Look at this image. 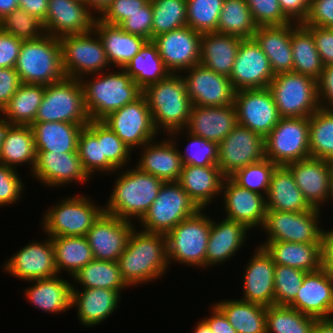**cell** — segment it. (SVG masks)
Returning <instances> with one entry per match:
<instances>
[{
    "label": "cell",
    "instance_id": "obj_49",
    "mask_svg": "<svg viewBox=\"0 0 333 333\" xmlns=\"http://www.w3.org/2000/svg\"><path fill=\"white\" fill-rule=\"evenodd\" d=\"M316 320L289 306L266 307V333H312Z\"/></svg>",
    "mask_w": 333,
    "mask_h": 333
},
{
    "label": "cell",
    "instance_id": "obj_61",
    "mask_svg": "<svg viewBox=\"0 0 333 333\" xmlns=\"http://www.w3.org/2000/svg\"><path fill=\"white\" fill-rule=\"evenodd\" d=\"M148 1L149 0H113L98 19L103 23L119 26L128 15L139 11Z\"/></svg>",
    "mask_w": 333,
    "mask_h": 333
},
{
    "label": "cell",
    "instance_id": "obj_53",
    "mask_svg": "<svg viewBox=\"0 0 333 333\" xmlns=\"http://www.w3.org/2000/svg\"><path fill=\"white\" fill-rule=\"evenodd\" d=\"M187 26L198 33L217 32L224 0H186Z\"/></svg>",
    "mask_w": 333,
    "mask_h": 333
},
{
    "label": "cell",
    "instance_id": "obj_14",
    "mask_svg": "<svg viewBox=\"0 0 333 333\" xmlns=\"http://www.w3.org/2000/svg\"><path fill=\"white\" fill-rule=\"evenodd\" d=\"M132 151L154 140L159 133L153 124L146 97L142 94L134 102L108 114L101 120Z\"/></svg>",
    "mask_w": 333,
    "mask_h": 333
},
{
    "label": "cell",
    "instance_id": "obj_31",
    "mask_svg": "<svg viewBox=\"0 0 333 333\" xmlns=\"http://www.w3.org/2000/svg\"><path fill=\"white\" fill-rule=\"evenodd\" d=\"M73 284L71 306L77 307L79 323L92 327L102 323L116 311L121 291L105 288L75 289Z\"/></svg>",
    "mask_w": 333,
    "mask_h": 333
},
{
    "label": "cell",
    "instance_id": "obj_70",
    "mask_svg": "<svg viewBox=\"0 0 333 333\" xmlns=\"http://www.w3.org/2000/svg\"><path fill=\"white\" fill-rule=\"evenodd\" d=\"M19 7L44 22L47 17L48 0H22Z\"/></svg>",
    "mask_w": 333,
    "mask_h": 333
},
{
    "label": "cell",
    "instance_id": "obj_77",
    "mask_svg": "<svg viewBox=\"0 0 333 333\" xmlns=\"http://www.w3.org/2000/svg\"><path fill=\"white\" fill-rule=\"evenodd\" d=\"M22 0H16V2L18 3V5L21 3Z\"/></svg>",
    "mask_w": 333,
    "mask_h": 333
},
{
    "label": "cell",
    "instance_id": "obj_39",
    "mask_svg": "<svg viewBox=\"0 0 333 333\" xmlns=\"http://www.w3.org/2000/svg\"><path fill=\"white\" fill-rule=\"evenodd\" d=\"M87 124L34 122L31 127L37 151L77 152L78 137Z\"/></svg>",
    "mask_w": 333,
    "mask_h": 333
},
{
    "label": "cell",
    "instance_id": "obj_24",
    "mask_svg": "<svg viewBox=\"0 0 333 333\" xmlns=\"http://www.w3.org/2000/svg\"><path fill=\"white\" fill-rule=\"evenodd\" d=\"M31 174L42 185L49 187L67 186L72 182L83 184L90 180L78 152L37 151L35 167Z\"/></svg>",
    "mask_w": 333,
    "mask_h": 333
},
{
    "label": "cell",
    "instance_id": "obj_33",
    "mask_svg": "<svg viewBox=\"0 0 333 333\" xmlns=\"http://www.w3.org/2000/svg\"><path fill=\"white\" fill-rule=\"evenodd\" d=\"M224 178L218 165H183L177 182L200 209H205L220 197Z\"/></svg>",
    "mask_w": 333,
    "mask_h": 333
},
{
    "label": "cell",
    "instance_id": "obj_73",
    "mask_svg": "<svg viewBox=\"0 0 333 333\" xmlns=\"http://www.w3.org/2000/svg\"><path fill=\"white\" fill-rule=\"evenodd\" d=\"M18 7L16 0H0V20Z\"/></svg>",
    "mask_w": 333,
    "mask_h": 333
},
{
    "label": "cell",
    "instance_id": "obj_55",
    "mask_svg": "<svg viewBox=\"0 0 333 333\" xmlns=\"http://www.w3.org/2000/svg\"><path fill=\"white\" fill-rule=\"evenodd\" d=\"M0 28L22 40H33L45 34L43 22L18 7L0 20Z\"/></svg>",
    "mask_w": 333,
    "mask_h": 333
},
{
    "label": "cell",
    "instance_id": "obj_6",
    "mask_svg": "<svg viewBox=\"0 0 333 333\" xmlns=\"http://www.w3.org/2000/svg\"><path fill=\"white\" fill-rule=\"evenodd\" d=\"M200 209L182 220L166 236L169 265L180 262L191 267H204L207 243L211 230V218Z\"/></svg>",
    "mask_w": 333,
    "mask_h": 333
},
{
    "label": "cell",
    "instance_id": "obj_19",
    "mask_svg": "<svg viewBox=\"0 0 333 333\" xmlns=\"http://www.w3.org/2000/svg\"><path fill=\"white\" fill-rule=\"evenodd\" d=\"M274 77L269 59L258 43L253 38L243 39L229 76L235 91L268 88Z\"/></svg>",
    "mask_w": 333,
    "mask_h": 333
},
{
    "label": "cell",
    "instance_id": "obj_16",
    "mask_svg": "<svg viewBox=\"0 0 333 333\" xmlns=\"http://www.w3.org/2000/svg\"><path fill=\"white\" fill-rule=\"evenodd\" d=\"M234 105L238 124L263 138L281 118L269 88L238 90L235 92Z\"/></svg>",
    "mask_w": 333,
    "mask_h": 333
},
{
    "label": "cell",
    "instance_id": "obj_44",
    "mask_svg": "<svg viewBox=\"0 0 333 333\" xmlns=\"http://www.w3.org/2000/svg\"><path fill=\"white\" fill-rule=\"evenodd\" d=\"M51 240L58 275L64 270L73 277L81 268L94 260L86 236H59L51 237Z\"/></svg>",
    "mask_w": 333,
    "mask_h": 333
},
{
    "label": "cell",
    "instance_id": "obj_23",
    "mask_svg": "<svg viewBox=\"0 0 333 333\" xmlns=\"http://www.w3.org/2000/svg\"><path fill=\"white\" fill-rule=\"evenodd\" d=\"M289 307L317 319H331L333 317V275L323 267L307 272L295 300Z\"/></svg>",
    "mask_w": 333,
    "mask_h": 333
},
{
    "label": "cell",
    "instance_id": "obj_2",
    "mask_svg": "<svg viewBox=\"0 0 333 333\" xmlns=\"http://www.w3.org/2000/svg\"><path fill=\"white\" fill-rule=\"evenodd\" d=\"M91 76L93 78L87 80ZM80 81L90 120H102L108 114L134 102L143 94V90L123 69L117 72L113 69L110 73L105 71L96 75H87Z\"/></svg>",
    "mask_w": 333,
    "mask_h": 333
},
{
    "label": "cell",
    "instance_id": "obj_18",
    "mask_svg": "<svg viewBox=\"0 0 333 333\" xmlns=\"http://www.w3.org/2000/svg\"><path fill=\"white\" fill-rule=\"evenodd\" d=\"M202 34L188 26L155 36L158 53L172 74H180L200 64Z\"/></svg>",
    "mask_w": 333,
    "mask_h": 333
},
{
    "label": "cell",
    "instance_id": "obj_5",
    "mask_svg": "<svg viewBox=\"0 0 333 333\" xmlns=\"http://www.w3.org/2000/svg\"><path fill=\"white\" fill-rule=\"evenodd\" d=\"M14 68L25 84L46 86L65 79L59 38L44 34L38 39L23 40Z\"/></svg>",
    "mask_w": 333,
    "mask_h": 333
},
{
    "label": "cell",
    "instance_id": "obj_68",
    "mask_svg": "<svg viewBox=\"0 0 333 333\" xmlns=\"http://www.w3.org/2000/svg\"><path fill=\"white\" fill-rule=\"evenodd\" d=\"M211 315L203 320L209 325L213 333H238L229 323L224 313L215 305H211Z\"/></svg>",
    "mask_w": 333,
    "mask_h": 333
},
{
    "label": "cell",
    "instance_id": "obj_17",
    "mask_svg": "<svg viewBox=\"0 0 333 333\" xmlns=\"http://www.w3.org/2000/svg\"><path fill=\"white\" fill-rule=\"evenodd\" d=\"M180 74L192 105L216 107L234 103L236 91L229 77L218 74L202 64L185 70L184 75Z\"/></svg>",
    "mask_w": 333,
    "mask_h": 333
},
{
    "label": "cell",
    "instance_id": "obj_22",
    "mask_svg": "<svg viewBox=\"0 0 333 333\" xmlns=\"http://www.w3.org/2000/svg\"><path fill=\"white\" fill-rule=\"evenodd\" d=\"M94 15L81 0H48L45 34L61 38L91 32L99 16Z\"/></svg>",
    "mask_w": 333,
    "mask_h": 333
},
{
    "label": "cell",
    "instance_id": "obj_26",
    "mask_svg": "<svg viewBox=\"0 0 333 333\" xmlns=\"http://www.w3.org/2000/svg\"><path fill=\"white\" fill-rule=\"evenodd\" d=\"M180 133H183L182 129L169 133L166 135L168 138L162 142L154 139L142 146L143 151L136 167L164 182L178 181L183 164L175 139Z\"/></svg>",
    "mask_w": 333,
    "mask_h": 333
},
{
    "label": "cell",
    "instance_id": "obj_59",
    "mask_svg": "<svg viewBox=\"0 0 333 333\" xmlns=\"http://www.w3.org/2000/svg\"><path fill=\"white\" fill-rule=\"evenodd\" d=\"M17 169L0 164V207L20 201L23 195V181Z\"/></svg>",
    "mask_w": 333,
    "mask_h": 333
},
{
    "label": "cell",
    "instance_id": "obj_25",
    "mask_svg": "<svg viewBox=\"0 0 333 333\" xmlns=\"http://www.w3.org/2000/svg\"><path fill=\"white\" fill-rule=\"evenodd\" d=\"M285 166L291 171L297 187L301 190L309 205L321 210V205L329 201L333 162L309 157L291 162Z\"/></svg>",
    "mask_w": 333,
    "mask_h": 333
},
{
    "label": "cell",
    "instance_id": "obj_7",
    "mask_svg": "<svg viewBox=\"0 0 333 333\" xmlns=\"http://www.w3.org/2000/svg\"><path fill=\"white\" fill-rule=\"evenodd\" d=\"M281 118L310 117L320 107L318 81L296 72L279 73L269 84Z\"/></svg>",
    "mask_w": 333,
    "mask_h": 333
},
{
    "label": "cell",
    "instance_id": "obj_32",
    "mask_svg": "<svg viewBox=\"0 0 333 333\" xmlns=\"http://www.w3.org/2000/svg\"><path fill=\"white\" fill-rule=\"evenodd\" d=\"M220 222V223H219ZM249 228L241 222L224 218L216 222L211 219L210 236L207 243L205 268L227 262L242 248Z\"/></svg>",
    "mask_w": 333,
    "mask_h": 333
},
{
    "label": "cell",
    "instance_id": "obj_8",
    "mask_svg": "<svg viewBox=\"0 0 333 333\" xmlns=\"http://www.w3.org/2000/svg\"><path fill=\"white\" fill-rule=\"evenodd\" d=\"M66 197L46 210L41 228L50 237L86 236L104 212V207L95 205L90 197L84 195Z\"/></svg>",
    "mask_w": 333,
    "mask_h": 333
},
{
    "label": "cell",
    "instance_id": "obj_27",
    "mask_svg": "<svg viewBox=\"0 0 333 333\" xmlns=\"http://www.w3.org/2000/svg\"><path fill=\"white\" fill-rule=\"evenodd\" d=\"M221 194L225 218L244 223L250 230L261 228L266 215V196L240 187L231 178H224Z\"/></svg>",
    "mask_w": 333,
    "mask_h": 333
},
{
    "label": "cell",
    "instance_id": "obj_62",
    "mask_svg": "<svg viewBox=\"0 0 333 333\" xmlns=\"http://www.w3.org/2000/svg\"><path fill=\"white\" fill-rule=\"evenodd\" d=\"M304 26L333 28V0H311Z\"/></svg>",
    "mask_w": 333,
    "mask_h": 333
},
{
    "label": "cell",
    "instance_id": "obj_41",
    "mask_svg": "<svg viewBox=\"0 0 333 333\" xmlns=\"http://www.w3.org/2000/svg\"><path fill=\"white\" fill-rule=\"evenodd\" d=\"M123 70L142 90L151 84L158 83L171 74L152 40L145 42Z\"/></svg>",
    "mask_w": 333,
    "mask_h": 333
},
{
    "label": "cell",
    "instance_id": "obj_29",
    "mask_svg": "<svg viewBox=\"0 0 333 333\" xmlns=\"http://www.w3.org/2000/svg\"><path fill=\"white\" fill-rule=\"evenodd\" d=\"M237 124L234 103L216 107L192 105L184 130L219 144Z\"/></svg>",
    "mask_w": 333,
    "mask_h": 333
},
{
    "label": "cell",
    "instance_id": "obj_21",
    "mask_svg": "<svg viewBox=\"0 0 333 333\" xmlns=\"http://www.w3.org/2000/svg\"><path fill=\"white\" fill-rule=\"evenodd\" d=\"M46 239L42 242L32 241L17 251L4 264V272L26 282L58 275L51 237Z\"/></svg>",
    "mask_w": 333,
    "mask_h": 333
},
{
    "label": "cell",
    "instance_id": "obj_64",
    "mask_svg": "<svg viewBox=\"0 0 333 333\" xmlns=\"http://www.w3.org/2000/svg\"><path fill=\"white\" fill-rule=\"evenodd\" d=\"M23 40L0 28V68H14Z\"/></svg>",
    "mask_w": 333,
    "mask_h": 333
},
{
    "label": "cell",
    "instance_id": "obj_75",
    "mask_svg": "<svg viewBox=\"0 0 333 333\" xmlns=\"http://www.w3.org/2000/svg\"><path fill=\"white\" fill-rule=\"evenodd\" d=\"M194 333H213L209 325L204 321L200 320L195 327Z\"/></svg>",
    "mask_w": 333,
    "mask_h": 333
},
{
    "label": "cell",
    "instance_id": "obj_28",
    "mask_svg": "<svg viewBox=\"0 0 333 333\" xmlns=\"http://www.w3.org/2000/svg\"><path fill=\"white\" fill-rule=\"evenodd\" d=\"M248 260L243 275V296L241 300L263 306L275 305L274 271L275 263L263 247H256Z\"/></svg>",
    "mask_w": 333,
    "mask_h": 333
},
{
    "label": "cell",
    "instance_id": "obj_3",
    "mask_svg": "<svg viewBox=\"0 0 333 333\" xmlns=\"http://www.w3.org/2000/svg\"><path fill=\"white\" fill-rule=\"evenodd\" d=\"M115 181L104 212L131 222L134 217L139 221L145 215L164 183L137 167L123 170Z\"/></svg>",
    "mask_w": 333,
    "mask_h": 333
},
{
    "label": "cell",
    "instance_id": "obj_56",
    "mask_svg": "<svg viewBox=\"0 0 333 333\" xmlns=\"http://www.w3.org/2000/svg\"><path fill=\"white\" fill-rule=\"evenodd\" d=\"M307 272L275 264L274 271V302L275 305L289 306L296 297Z\"/></svg>",
    "mask_w": 333,
    "mask_h": 333
},
{
    "label": "cell",
    "instance_id": "obj_74",
    "mask_svg": "<svg viewBox=\"0 0 333 333\" xmlns=\"http://www.w3.org/2000/svg\"><path fill=\"white\" fill-rule=\"evenodd\" d=\"M12 126L13 124L5 122L2 117L0 118V153L2 148V142L6 138V135Z\"/></svg>",
    "mask_w": 333,
    "mask_h": 333
},
{
    "label": "cell",
    "instance_id": "obj_65",
    "mask_svg": "<svg viewBox=\"0 0 333 333\" xmlns=\"http://www.w3.org/2000/svg\"><path fill=\"white\" fill-rule=\"evenodd\" d=\"M21 85L15 68H0V112Z\"/></svg>",
    "mask_w": 333,
    "mask_h": 333
},
{
    "label": "cell",
    "instance_id": "obj_67",
    "mask_svg": "<svg viewBox=\"0 0 333 333\" xmlns=\"http://www.w3.org/2000/svg\"><path fill=\"white\" fill-rule=\"evenodd\" d=\"M318 96L321 107L333 109V65L324 66L318 80Z\"/></svg>",
    "mask_w": 333,
    "mask_h": 333
},
{
    "label": "cell",
    "instance_id": "obj_57",
    "mask_svg": "<svg viewBox=\"0 0 333 333\" xmlns=\"http://www.w3.org/2000/svg\"><path fill=\"white\" fill-rule=\"evenodd\" d=\"M188 134V135H187ZM189 144L185 147L184 153L179 150L183 165L211 166L217 165L218 143L206 140L202 137L186 133Z\"/></svg>",
    "mask_w": 333,
    "mask_h": 333
},
{
    "label": "cell",
    "instance_id": "obj_38",
    "mask_svg": "<svg viewBox=\"0 0 333 333\" xmlns=\"http://www.w3.org/2000/svg\"><path fill=\"white\" fill-rule=\"evenodd\" d=\"M266 208L286 212H304L312 209L285 165H278L273 171L266 196Z\"/></svg>",
    "mask_w": 333,
    "mask_h": 333
},
{
    "label": "cell",
    "instance_id": "obj_15",
    "mask_svg": "<svg viewBox=\"0 0 333 333\" xmlns=\"http://www.w3.org/2000/svg\"><path fill=\"white\" fill-rule=\"evenodd\" d=\"M218 161L222 175L230 178L238 170L265 158L264 138L237 124L218 144Z\"/></svg>",
    "mask_w": 333,
    "mask_h": 333
},
{
    "label": "cell",
    "instance_id": "obj_60",
    "mask_svg": "<svg viewBox=\"0 0 333 333\" xmlns=\"http://www.w3.org/2000/svg\"><path fill=\"white\" fill-rule=\"evenodd\" d=\"M152 2L149 0L119 25L125 32L152 40Z\"/></svg>",
    "mask_w": 333,
    "mask_h": 333
},
{
    "label": "cell",
    "instance_id": "obj_54",
    "mask_svg": "<svg viewBox=\"0 0 333 333\" xmlns=\"http://www.w3.org/2000/svg\"><path fill=\"white\" fill-rule=\"evenodd\" d=\"M269 159L245 166L230 178L240 187L267 196L271 177L277 167Z\"/></svg>",
    "mask_w": 333,
    "mask_h": 333
},
{
    "label": "cell",
    "instance_id": "obj_43",
    "mask_svg": "<svg viewBox=\"0 0 333 333\" xmlns=\"http://www.w3.org/2000/svg\"><path fill=\"white\" fill-rule=\"evenodd\" d=\"M215 305L238 333H266V306L245 300H221Z\"/></svg>",
    "mask_w": 333,
    "mask_h": 333
},
{
    "label": "cell",
    "instance_id": "obj_11",
    "mask_svg": "<svg viewBox=\"0 0 333 333\" xmlns=\"http://www.w3.org/2000/svg\"><path fill=\"white\" fill-rule=\"evenodd\" d=\"M59 41L63 71L67 78L80 80L84 76L98 74L112 67L109 66L102 41L94 30L84 34L65 35Z\"/></svg>",
    "mask_w": 333,
    "mask_h": 333
},
{
    "label": "cell",
    "instance_id": "obj_69",
    "mask_svg": "<svg viewBox=\"0 0 333 333\" xmlns=\"http://www.w3.org/2000/svg\"><path fill=\"white\" fill-rule=\"evenodd\" d=\"M322 267L333 275V228L322 232Z\"/></svg>",
    "mask_w": 333,
    "mask_h": 333
},
{
    "label": "cell",
    "instance_id": "obj_72",
    "mask_svg": "<svg viewBox=\"0 0 333 333\" xmlns=\"http://www.w3.org/2000/svg\"><path fill=\"white\" fill-rule=\"evenodd\" d=\"M312 333H333V318L317 319Z\"/></svg>",
    "mask_w": 333,
    "mask_h": 333
},
{
    "label": "cell",
    "instance_id": "obj_34",
    "mask_svg": "<svg viewBox=\"0 0 333 333\" xmlns=\"http://www.w3.org/2000/svg\"><path fill=\"white\" fill-rule=\"evenodd\" d=\"M277 265L313 272L322 267V243L264 241L260 245Z\"/></svg>",
    "mask_w": 333,
    "mask_h": 333
},
{
    "label": "cell",
    "instance_id": "obj_50",
    "mask_svg": "<svg viewBox=\"0 0 333 333\" xmlns=\"http://www.w3.org/2000/svg\"><path fill=\"white\" fill-rule=\"evenodd\" d=\"M152 39L163 33L187 26L186 0H151Z\"/></svg>",
    "mask_w": 333,
    "mask_h": 333
},
{
    "label": "cell",
    "instance_id": "obj_36",
    "mask_svg": "<svg viewBox=\"0 0 333 333\" xmlns=\"http://www.w3.org/2000/svg\"><path fill=\"white\" fill-rule=\"evenodd\" d=\"M94 31L102 41L110 66H116L118 70L123 69L147 41L143 37L125 32L120 26L103 23L98 18Z\"/></svg>",
    "mask_w": 333,
    "mask_h": 333
},
{
    "label": "cell",
    "instance_id": "obj_58",
    "mask_svg": "<svg viewBox=\"0 0 333 333\" xmlns=\"http://www.w3.org/2000/svg\"><path fill=\"white\" fill-rule=\"evenodd\" d=\"M257 26L284 25L291 21L283 14L278 0H246Z\"/></svg>",
    "mask_w": 333,
    "mask_h": 333
},
{
    "label": "cell",
    "instance_id": "obj_52",
    "mask_svg": "<svg viewBox=\"0 0 333 333\" xmlns=\"http://www.w3.org/2000/svg\"><path fill=\"white\" fill-rule=\"evenodd\" d=\"M86 126L101 142L102 158H106L120 173L119 169H123L131 159V150L101 120H90Z\"/></svg>",
    "mask_w": 333,
    "mask_h": 333
},
{
    "label": "cell",
    "instance_id": "obj_48",
    "mask_svg": "<svg viewBox=\"0 0 333 333\" xmlns=\"http://www.w3.org/2000/svg\"><path fill=\"white\" fill-rule=\"evenodd\" d=\"M310 157L333 162V109L320 107L309 117Z\"/></svg>",
    "mask_w": 333,
    "mask_h": 333
},
{
    "label": "cell",
    "instance_id": "obj_10",
    "mask_svg": "<svg viewBox=\"0 0 333 333\" xmlns=\"http://www.w3.org/2000/svg\"><path fill=\"white\" fill-rule=\"evenodd\" d=\"M199 210L177 181H169L162 184L156 199L139 222L144 229L142 231L166 235Z\"/></svg>",
    "mask_w": 333,
    "mask_h": 333
},
{
    "label": "cell",
    "instance_id": "obj_20",
    "mask_svg": "<svg viewBox=\"0 0 333 333\" xmlns=\"http://www.w3.org/2000/svg\"><path fill=\"white\" fill-rule=\"evenodd\" d=\"M134 228L133 222L103 212L86 234L94 259L117 262Z\"/></svg>",
    "mask_w": 333,
    "mask_h": 333
},
{
    "label": "cell",
    "instance_id": "obj_42",
    "mask_svg": "<svg viewBox=\"0 0 333 333\" xmlns=\"http://www.w3.org/2000/svg\"><path fill=\"white\" fill-rule=\"evenodd\" d=\"M45 92V85L25 84L16 90L0 112L5 122L13 125H32Z\"/></svg>",
    "mask_w": 333,
    "mask_h": 333
},
{
    "label": "cell",
    "instance_id": "obj_45",
    "mask_svg": "<svg viewBox=\"0 0 333 333\" xmlns=\"http://www.w3.org/2000/svg\"><path fill=\"white\" fill-rule=\"evenodd\" d=\"M293 72L319 80L324 69L321 57L315 46L312 33L298 24L291 32Z\"/></svg>",
    "mask_w": 333,
    "mask_h": 333
},
{
    "label": "cell",
    "instance_id": "obj_4",
    "mask_svg": "<svg viewBox=\"0 0 333 333\" xmlns=\"http://www.w3.org/2000/svg\"><path fill=\"white\" fill-rule=\"evenodd\" d=\"M143 95L146 97L157 132L162 128L167 131V135L185 129L192 103L180 74L171 73L158 83L147 86Z\"/></svg>",
    "mask_w": 333,
    "mask_h": 333
},
{
    "label": "cell",
    "instance_id": "obj_40",
    "mask_svg": "<svg viewBox=\"0 0 333 333\" xmlns=\"http://www.w3.org/2000/svg\"><path fill=\"white\" fill-rule=\"evenodd\" d=\"M37 157L34 134L30 125H13L2 142L0 164L16 169L29 164L32 172Z\"/></svg>",
    "mask_w": 333,
    "mask_h": 333
},
{
    "label": "cell",
    "instance_id": "obj_63",
    "mask_svg": "<svg viewBox=\"0 0 333 333\" xmlns=\"http://www.w3.org/2000/svg\"><path fill=\"white\" fill-rule=\"evenodd\" d=\"M313 35L315 46L324 66L333 65V28L305 26Z\"/></svg>",
    "mask_w": 333,
    "mask_h": 333
},
{
    "label": "cell",
    "instance_id": "obj_46",
    "mask_svg": "<svg viewBox=\"0 0 333 333\" xmlns=\"http://www.w3.org/2000/svg\"><path fill=\"white\" fill-rule=\"evenodd\" d=\"M72 278L82 288H105L122 291L129 286L123 280L118 262L93 260Z\"/></svg>",
    "mask_w": 333,
    "mask_h": 333
},
{
    "label": "cell",
    "instance_id": "obj_66",
    "mask_svg": "<svg viewBox=\"0 0 333 333\" xmlns=\"http://www.w3.org/2000/svg\"><path fill=\"white\" fill-rule=\"evenodd\" d=\"M283 14L294 23L303 24L311 6V0H278Z\"/></svg>",
    "mask_w": 333,
    "mask_h": 333
},
{
    "label": "cell",
    "instance_id": "obj_71",
    "mask_svg": "<svg viewBox=\"0 0 333 333\" xmlns=\"http://www.w3.org/2000/svg\"><path fill=\"white\" fill-rule=\"evenodd\" d=\"M112 1L113 0H86L85 4L92 13L94 12L101 16L110 6Z\"/></svg>",
    "mask_w": 333,
    "mask_h": 333
},
{
    "label": "cell",
    "instance_id": "obj_47",
    "mask_svg": "<svg viewBox=\"0 0 333 333\" xmlns=\"http://www.w3.org/2000/svg\"><path fill=\"white\" fill-rule=\"evenodd\" d=\"M257 27L246 0H224L217 33L249 39L253 38Z\"/></svg>",
    "mask_w": 333,
    "mask_h": 333
},
{
    "label": "cell",
    "instance_id": "obj_13",
    "mask_svg": "<svg viewBox=\"0 0 333 333\" xmlns=\"http://www.w3.org/2000/svg\"><path fill=\"white\" fill-rule=\"evenodd\" d=\"M319 215L315 208L304 212L267 210L261 228L267 233L266 241L322 243Z\"/></svg>",
    "mask_w": 333,
    "mask_h": 333
},
{
    "label": "cell",
    "instance_id": "obj_1",
    "mask_svg": "<svg viewBox=\"0 0 333 333\" xmlns=\"http://www.w3.org/2000/svg\"><path fill=\"white\" fill-rule=\"evenodd\" d=\"M117 262L122 278L129 287L160 279L170 267L166 236L136 230L135 227Z\"/></svg>",
    "mask_w": 333,
    "mask_h": 333
},
{
    "label": "cell",
    "instance_id": "obj_76",
    "mask_svg": "<svg viewBox=\"0 0 333 333\" xmlns=\"http://www.w3.org/2000/svg\"><path fill=\"white\" fill-rule=\"evenodd\" d=\"M329 200L332 202L333 200V168H332V173L330 177V191H329Z\"/></svg>",
    "mask_w": 333,
    "mask_h": 333
},
{
    "label": "cell",
    "instance_id": "obj_35",
    "mask_svg": "<svg viewBox=\"0 0 333 333\" xmlns=\"http://www.w3.org/2000/svg\"><path fill=\"white\" fill-rule=\"evenodd\" d=\"M56 275L50 278H43L30 281L34 285L25 288L24 295L28 301L37 309L45 313L59 314L72 309L73 284L66 279L58 278Z\"/></svg>",
    "mask_w": 333,
    "mask_h": 333
},
{
    "label": "cell",
    "instance_id": "obj_12",
    "mask_svg": "<svg viewBox=\"0 0 333 333\" xmlns=\"http://www.w3.org/2000/svg\"><path fill=\"white\" fill-rule=\"evenodd\" d=\"M309 117L280 118L264 138L265 158L276 165L310 157Z\"/></svg>",
    "mask_w": 333,
    "mask_h": 333
},
{
    "label": "cell",
    "instance_id": "obj_9",
    "mask_svg": "<svg viewBox=\"0 0 333 333\" xmlns=\"http://www.w3.org/2000/svg\"><path fill=\"white\" fill-rule=\"evenodd\" d=\"M84 92L79 79L65 78L45 86L35 122H68L88 124Z\"/></svg>",
    "mask_w": 333,
    "mask_h": 333
},
{
    "label": "cell",
    "instance_id": "obj_30",
    "mask_svg": "<svg viewBox=\"0 0 333 333\" xmlns=\"http://www.w3.org/2000/svg\"><path fill=\"white\" fill-rule=\"evenodd\" d=\"M298 23L258 26L253 39L269 59L274 75L292 72L293 55L291 32Z\"/></svg>",
    "mask_w": 333,
    "mask_h": 333
},
{
    "label": "cell",
    "instance_id": "obj_37",
    "mask_svg": "<svg viewBox=\"0 0 333 333\" xmlns=\"http://www.w3.org/2000/svg\"><path fill=\"white\" fill-rule=\"evenodd\" d=\"M242 40L239 36L217 32L202 34L200 64L229 77Z\"/></svg>",
    "mask_w": 333,
    "mask_h": 333
},
{
    "label": "cell",
    "instance_id": "obj_51",
    "mask_svg": "<svg viewBox=\"0 0 333 333\" xmlns=\"http://www.w3.org/2000/svg\"><path fill=\"white\" fill-rule=\"evenodd\" d=\"M77 152L90 178L95 172L113 174L117 170L106 158H102L101 142L87 126L79 134Z\"/></svg>",
    "mask_w": 333,
    "mask_h": 333
}]
</instances>
